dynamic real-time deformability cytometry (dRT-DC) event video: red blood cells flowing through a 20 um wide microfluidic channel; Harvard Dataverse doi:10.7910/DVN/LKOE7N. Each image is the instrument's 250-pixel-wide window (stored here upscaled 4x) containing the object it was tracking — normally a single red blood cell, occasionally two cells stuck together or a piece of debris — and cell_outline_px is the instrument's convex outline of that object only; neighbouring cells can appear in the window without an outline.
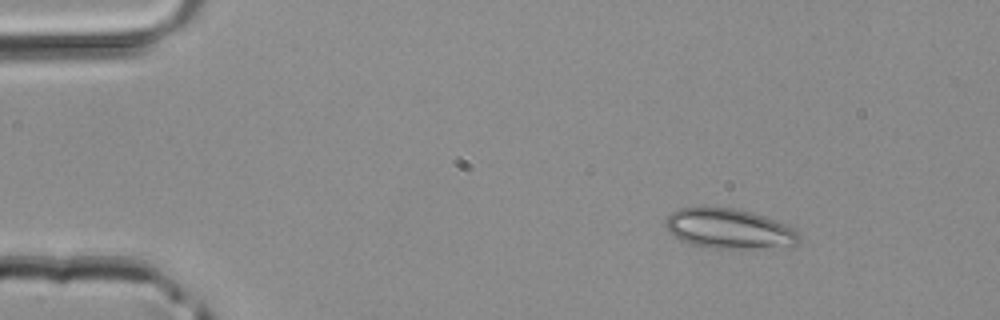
{"species": "common noctule bat (a hibernating species)", "species_latin": "Nyctalus noctula", "temperature_condition": "room temperature", "stored_images_in_passage": 3, "camera_frame_rate_fps": 3000, "um_per_image_px": 0.085, "animal": {"sex": "male", "body_mass_g": 20.4}, "frame": {"image": 1, "passage_image": 1, "time_ms": 0.0, "image_size_px": [1000, 320], "cell_outline_px": [[800, 240], [796, 244], [752, 248], [712, 248], [688, 244], [680, 240], [664, 224], [664, 220], [672, 212], [680, 208], [732, 208], [752, 212], [788, 224], [800, 232]], "centroid_in_image_um": [61.99, 19.44], "position_along_channel_um": 23.0, "area_um2": 30.75}}